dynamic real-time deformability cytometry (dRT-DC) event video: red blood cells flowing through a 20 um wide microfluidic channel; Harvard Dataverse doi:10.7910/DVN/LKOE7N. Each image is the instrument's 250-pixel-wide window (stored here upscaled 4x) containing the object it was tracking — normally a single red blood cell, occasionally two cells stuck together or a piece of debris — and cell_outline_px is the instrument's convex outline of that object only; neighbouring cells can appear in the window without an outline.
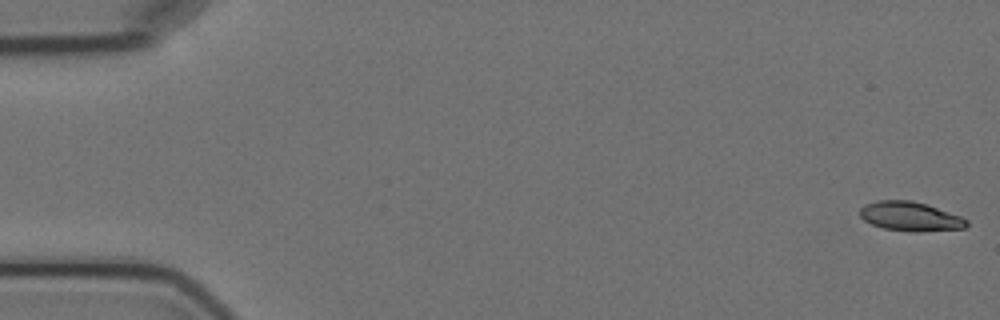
{"species": "Egyptian fruit bat (a non-hibernating species)", "species_latin": "Rousettus aegyptiacus", "temperature_condition": "cold", "stored_images_in_passage": 5, "camera_frame_rate_fps": 3000, "um_per_image_px": 0.085, "animal": {"sex": "female"}, "frame": {"image": 1, "passage_image": 1, "time_ms": 0.0, "image_size_px": [1000, 320], "cell_outline_px": [[968, 224], [964, 228], [920, 232], [908, 232], [884, 228], [872, 224], [864, 220], [860, 216], [860, 208], [864, 204], [876, 200], [912, 200], [960, 216], [968, 220]], "centroid_in_image_um": [77.34, 18.4], "position_along_channel_um": 7.7, "area_um2": 18.15}}
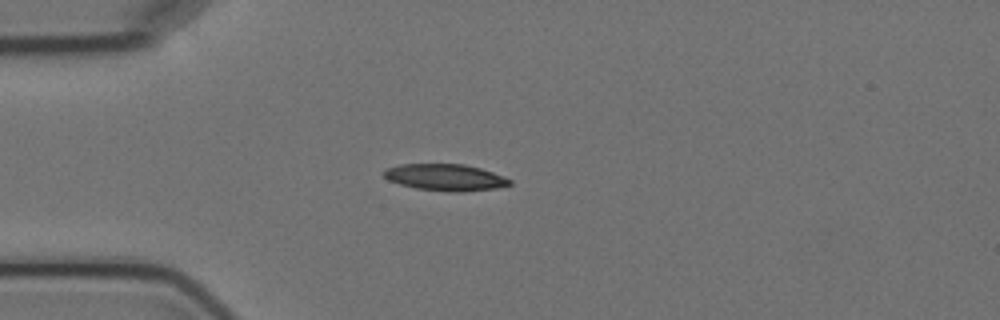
{"frame": {"image": 2, "passage_image": 5, "time_ms": 4.667, "image_size_px": [1000, 320], "cell_outline_px": [[512, 184], [496, 188], [460, 192], [448, 192], [416, 188], [400, 184], [388, 180], [380, 172], [384, 168], [400, 164], [464, 164], [480, 168], [504, 176], [512, 180]], "centroid_in_image_um": [37.82, 15.07], "position_along_channel_um": 47.2, "area_um2": 19.71}}